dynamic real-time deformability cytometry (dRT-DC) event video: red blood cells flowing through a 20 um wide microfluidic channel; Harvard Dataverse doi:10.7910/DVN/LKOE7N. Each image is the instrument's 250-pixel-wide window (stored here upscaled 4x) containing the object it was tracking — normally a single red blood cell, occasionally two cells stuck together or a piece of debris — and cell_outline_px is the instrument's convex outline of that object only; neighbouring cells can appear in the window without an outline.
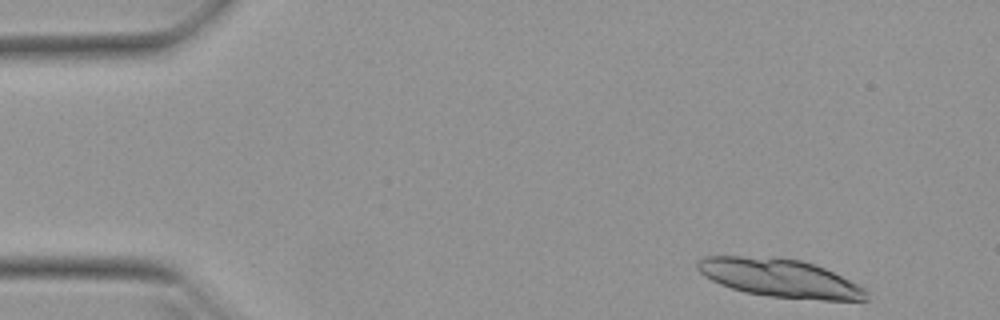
{"species": "Egyptian fruit bat (a non-hibernating species)", "species_latin": "Rousettus aegyptiacus", "temperature_condition": "warm", "stored_images_in_passage": 16, "camera_frame_rate_fps": 3000, "um_per_image_px": 0.085, "animal": {"sex": "female"}, "frame": {"image": 1, "passage_image": 1, "time_ms": 0.0, "image_size_px": [1000, 320], "cell_outline_px": [[868, 300], [824, 300], [768, 296], [744, 292], [720, 284], [704, 276], [696, 268], [696, 260], [700, 256], [740, 256], [800, 260], [824, 268], [864, 288], [868, 292]], "centroid_in_image_um": [66.23, 23.64], "position_along_channel_um": 18.8, "area_um2": 37.17}}
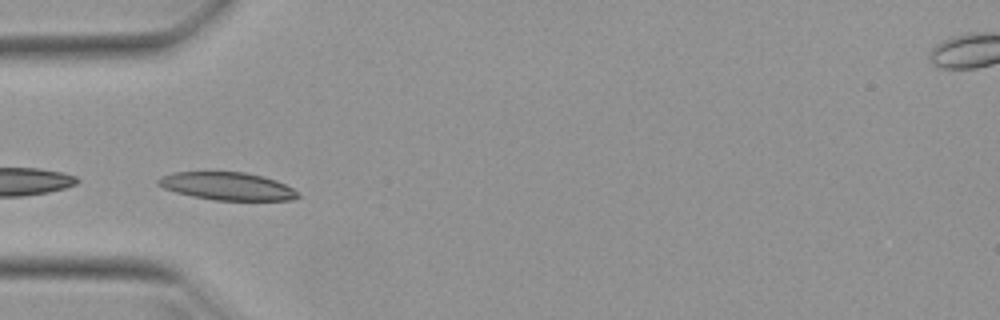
{"frame": {"image": 2, "passage_image": 13, "time_ms": 4.0, "image_size_px": [1000, 320], "cell_outline_px": [[300, 196], [292, 200], [212, 200], [192, 196], [176, 192], [164, 188], [156, 184], [156, 180], [160, 176], [172, 172], [244, 172], [264, 176], [276, 180], [300, 192]], "centroid_in_image_um": [19.31, 15.82], "position_along_channel_um": 65.7, "area_um2": 22.77}}